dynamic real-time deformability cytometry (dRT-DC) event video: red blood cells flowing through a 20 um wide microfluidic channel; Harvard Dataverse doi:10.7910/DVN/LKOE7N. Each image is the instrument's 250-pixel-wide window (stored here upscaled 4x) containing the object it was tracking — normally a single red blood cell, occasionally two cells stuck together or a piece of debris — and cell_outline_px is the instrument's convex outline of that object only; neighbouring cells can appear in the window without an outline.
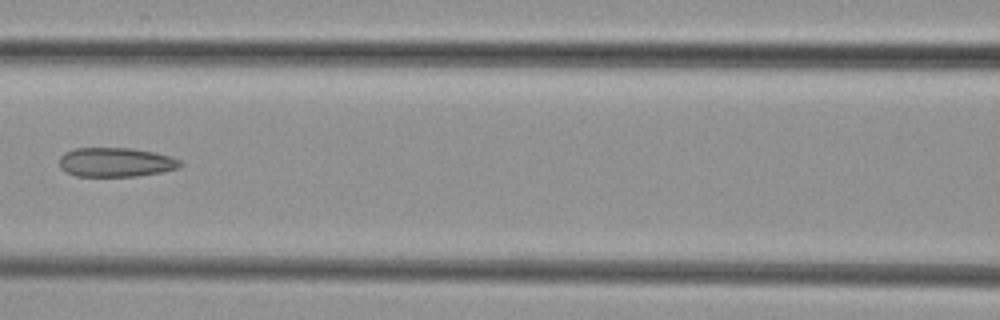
{"species": "common noctule bat (a hibernating species)", "species_latin": "Nyctalus noctula", "temperature_condition": "cold", "stored_images_in_passage": 8, "camera_frame_rate_fps": 3000, "um_per_image_px": 0.085, "animal": {"sex": "female", "body_mass_g": 29.2, "forearm_length_mm": 56.3}, "frame": {"image": 1, "passage_image": 8, "time_ms": 8.0, "image_size_px": [1000, 320], "cell_outline_px": [[184, 164], [180, 168], [160, 172], [136, 176], [76, 176], [64, 172], [60, 168], [60, 156], [64, 152], [76, 148], [132, 148], [156, 152], [172, 156], [180, 160]], "centroid_in_image_um": [9.86, 13.78], "position_along_channel_um": 156.7, "area_um2": 20.87}}